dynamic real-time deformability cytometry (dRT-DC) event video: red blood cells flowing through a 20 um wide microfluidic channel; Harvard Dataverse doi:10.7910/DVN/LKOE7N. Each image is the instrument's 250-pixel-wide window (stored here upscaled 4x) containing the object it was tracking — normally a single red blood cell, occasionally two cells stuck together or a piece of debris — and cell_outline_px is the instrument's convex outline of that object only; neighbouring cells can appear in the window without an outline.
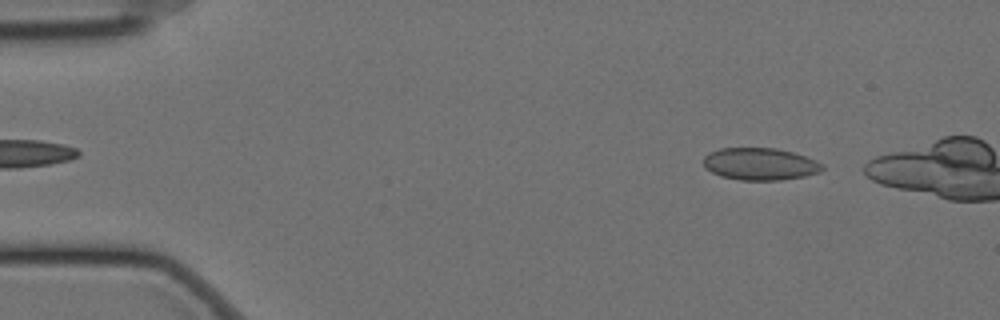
{"species": "Egyptian fruit bat (a non-hibernating species)", "species_latin": "Rousettus aegyptiacus", "temperature_condition": "cold", "stored_images_in_passage": 46, "camera_frame_rate_fps": 3000, "um_per_image_px": 0.085, "animal": {"sex": "female"}, "frame": {"image": 1, "passage_image": 3, "time_ms": 0.667, "image_size_px": [1000, 320], "cell_outline_px": [[824, 168], [820, 172], [804, 176], [780, 180], [740, 180], [720, 176], [704, 168], [704, 156], [720, 148], [776, 148], [792, 152], [816, 160], [824, 164]], "centroid_in_image_um": [64.61, 13.94], "position_along_channel_um": 20.4, "area_um2": 22.31}}
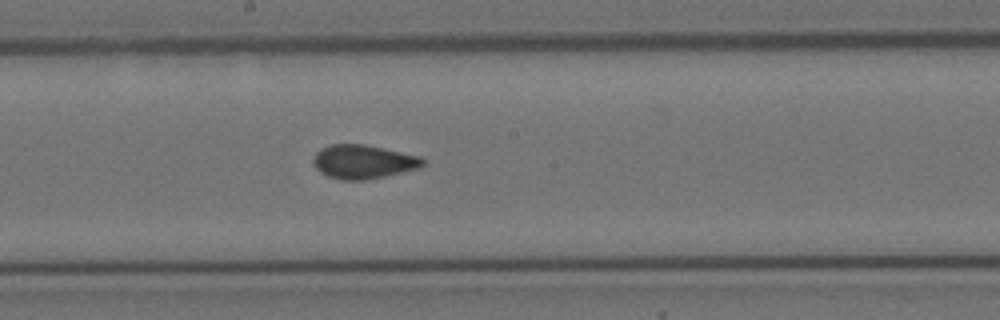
{"frame": {"image": 2, "passage_image": 27, "time_ms": 8.667, "image_size_px": [1000, 320], "cell_outline_px": [[424, 164], [420, 168], [384, 176], [364, 180], [340, 180], [328, 176], [320, 172], [316, 168], [312, 160], [316, 152], [320, 148], [332, 144], [364, 144], [420, 156], [424, 160]], "centroid_in_image_um": [30.85, 13.75], "position_along_channel_um": 217.3, "area_um2": 21.56}}
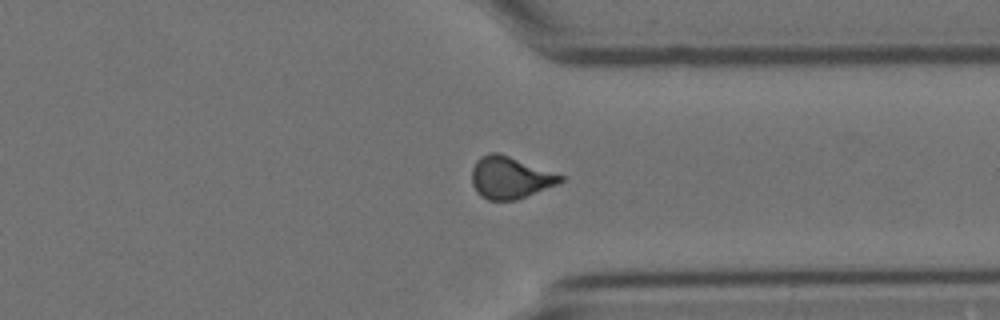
{"frame": {"image": 3, "passage_image": 40, "time_ms": 13.0, "image_size_px": [1000, 320], "cell_outline_px": [[564, 180], [556, 184], [516, 200], [488, 200], [480, 196], [476, 192], [472, 184], [472, 168], [476, 160], [480, 156], [488, 152], [500, 152], [564, 176]], "centroid_in_image_um": [43.31, 15.08], "position_along_channel_um": 368.1, "area_um2": 21.73}}